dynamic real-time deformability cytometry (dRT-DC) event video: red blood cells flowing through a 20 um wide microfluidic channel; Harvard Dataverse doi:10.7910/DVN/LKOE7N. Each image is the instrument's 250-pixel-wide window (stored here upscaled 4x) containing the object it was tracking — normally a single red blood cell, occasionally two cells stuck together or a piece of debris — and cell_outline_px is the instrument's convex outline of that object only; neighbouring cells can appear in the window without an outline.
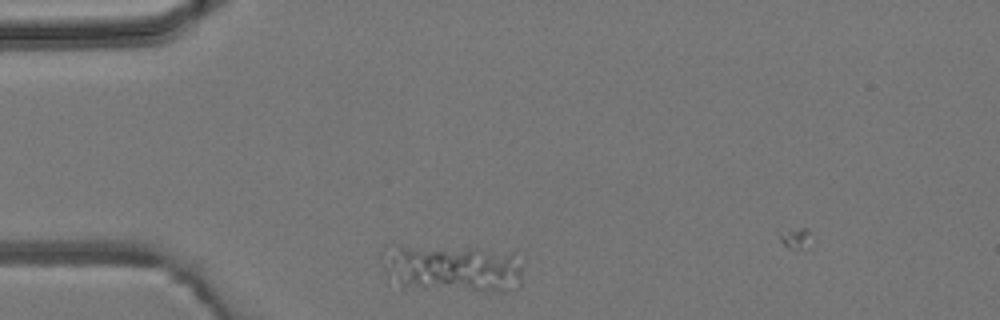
{"species": "common noctule bat (a hibernating species)", "species_latin": "Nyctalus noctula", "temperature_condition": "room temperature", "stored_images_in_passage": 2, "camera_frame_rate_fps": 3000, "um_per_image_px": 0.085, "animal": {"sex": "male", "body_mass_g": 19.2, "forearm_length_mm": 51.8}, "frame": {"image": 1, "passage_image": 1, "time_ms": 0.0, "image_size_px": [1000, 320], "cell_outline_px": [[520, 284], [504, 292], [500, 292], [404, 288], [384, 272], [380, 264], [380, 252], [384, 244], [388, 244], [476, 248], [512, 252], [520, 268]], "centroid_in_image_um": [38.28, 22.78], "position_along_channel_um": 46.7, "area_um2": 40.4}}